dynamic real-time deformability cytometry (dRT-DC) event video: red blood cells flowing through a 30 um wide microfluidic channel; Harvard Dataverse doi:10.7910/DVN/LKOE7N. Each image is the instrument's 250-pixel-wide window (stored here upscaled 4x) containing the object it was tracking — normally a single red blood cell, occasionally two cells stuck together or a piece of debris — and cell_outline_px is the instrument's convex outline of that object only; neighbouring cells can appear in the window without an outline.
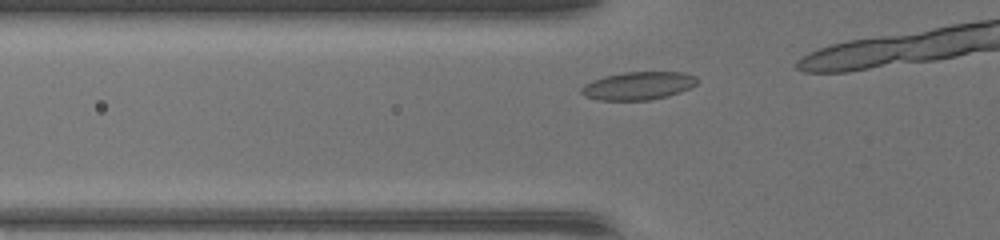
{"species": "common noctule bat (a hibernating species)", "species_latin": "Nyctalus noctula", "temperature_condition": "warm", "stored_images_in_passage": 6, "camera_frame_rate_fps": 3000, "um_per_image_px": 0.085, "animal": {"sex": "female", "body_mass_g": 17.0, "forearm_length_mm": 48.0}, "frame": {"image": 1, "passage_image": 2, "time_ms": 0.333, "image_size_px": [1000, 240], "cell_outline_px": [[700, 80], [696, 84], [680, 92], [668, 96], [648, 100], [600, 100], [584, 96], [580, 92], [580, 88], [584, 84], [592, 80], [604, 76], [624, 72], [684, 72], [696, 76]], "centroid_in_image_um": [54.24, 7.28], "position_along_channel_um": 71.6, "area_um2": 19.02}}